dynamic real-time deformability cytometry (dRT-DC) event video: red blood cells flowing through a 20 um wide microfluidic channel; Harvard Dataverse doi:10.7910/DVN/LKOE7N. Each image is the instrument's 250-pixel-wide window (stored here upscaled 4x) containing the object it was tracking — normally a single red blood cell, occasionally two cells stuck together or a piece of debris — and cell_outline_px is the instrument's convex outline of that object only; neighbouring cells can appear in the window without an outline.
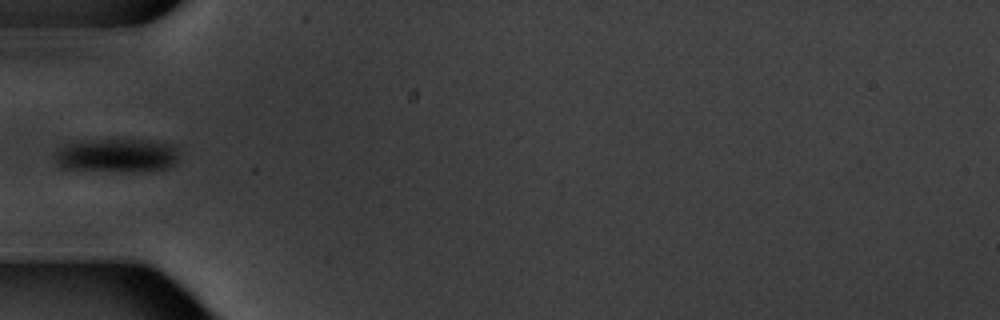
{"species": "common noctule bat (a hibernating species)", "species_latin": "Nyctalus noctula", "temperature_condition": "warm", "stored_images_in_passage": 5, "camera_frame_rate_fps": 3000, "um_per_image_px": 0.085, "animal": {"sex": "male", "body_mass_g": 20.1, "forearm_length_mm": 53.5}, "frame": {"image": 1, "passage_image": 5, "time_ms": 5.667, "image_size_px": [1000, 320], "cell_outline_px": [[176, 160], [168, 168], [132, 172], [60, 168], [52, 156], [64, 144], [88, 140], [152, 140], [172, 144], [176, 148]], "centroid_in_image_um": [9.88, 13.21], "position_along_channel_um": 75.1, "area_um2": 24.39}}